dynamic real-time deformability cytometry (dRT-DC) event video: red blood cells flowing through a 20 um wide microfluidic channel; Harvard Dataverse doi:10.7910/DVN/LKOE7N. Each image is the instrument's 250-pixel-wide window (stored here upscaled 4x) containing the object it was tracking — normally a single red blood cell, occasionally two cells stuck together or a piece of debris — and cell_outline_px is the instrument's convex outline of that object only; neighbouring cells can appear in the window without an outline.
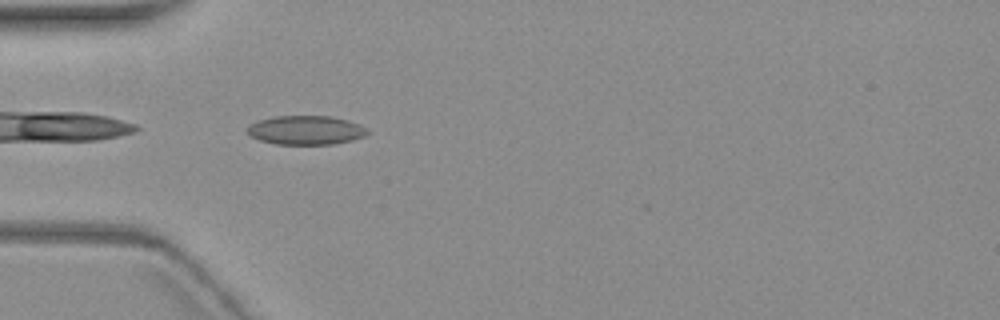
{"species": "common noctule bat (a hibernating species)", "species_latin": "Nyctalus noctula", "temperature_condition": "warm", "stored_images_in_passage": 2, "camera_frame_rate_fps": 3000, "um_per_image_px": 0.085, "animal": {"sex": "female", "body_mass_g": 19.3, "forearm_length_mm": 54.1}, "frame": {"image": 1, "passage_image": 2, "time_ms": 2.0, "image_size_px": [1000, 320], "cell_outline_px": [[368, 132], [364, 136], [352, 140], [332, 144], [276, 144], [260, 140], [252, 136], [248, 132], [248, 124], [256, 120], [276, 116], [328, 116], [348, 120], [360, 124]], "centroid_in_image_um": [25.97, 11.05], "position_along_channel_um": 59.0, "area_um2": 20.17}}